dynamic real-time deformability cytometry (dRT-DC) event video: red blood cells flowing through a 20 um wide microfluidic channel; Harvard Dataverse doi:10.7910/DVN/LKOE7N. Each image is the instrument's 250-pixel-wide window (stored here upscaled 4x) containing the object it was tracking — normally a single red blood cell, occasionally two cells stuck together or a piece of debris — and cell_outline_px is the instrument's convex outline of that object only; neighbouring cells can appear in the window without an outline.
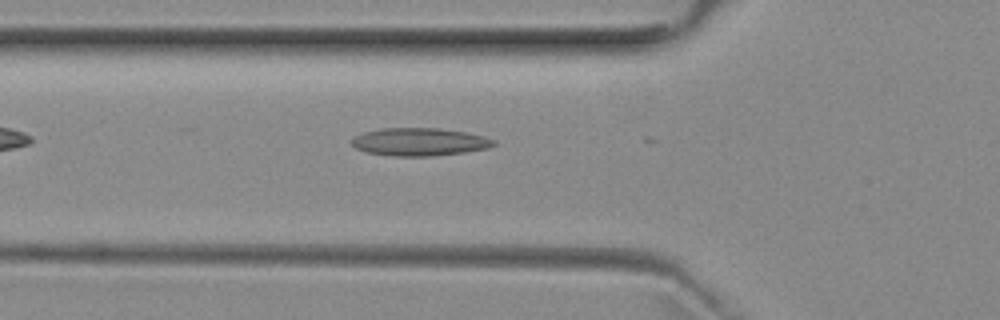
{"species": "common noctule bat (a hibernating species)", "species_latin": "Nyctalus noctula", "temperature_condition": "room temperature", "stored_images_in_passage": 6, "camera_frame_rate_fps": 3000, "um_per_image_px": 0.085, "animal": {"sex": "female", "body_mass_g": 29.2, "forearm_length_mm": 56.3}, "frame": {"image": 1, "passage_image": 2, "time_ms": 0.333, "image_size_px": [1000, 320], "cell_outline_px": [[496, 144], [488, 148], [464, 152], [432, 156], [392, 156], [364, 152], [356, 148], [352, 144], [352, 136], [364, 132], [380, 128], [440, 128], [468, 132], [484, 136], [496, 140]], "centroid_in_image_um": [35.65, 12.05], "position_along_channel_um": 90.1, "area_um2": 23.29}}
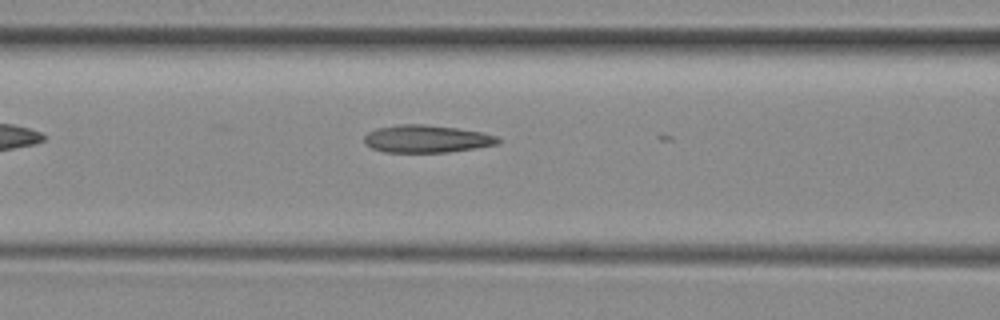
{"frame": {"image": 2, "passage_image": 5, "time_ms": 1.333, "image_size_px": [1000, 320], "cell_outline_px": [[500, 144], [476, 148], [448, 152], [384, 152], [372, 148], [364, 144], [364, 136], [368, 132], [376, 128], [400, 124], [424, 124], [456, 128], [480, 132], [496, 136], [500, 140]], "centroid_in_image_um": [36.24, 11.8], "position_along_channel_um": 130.4, "area_um2": 21.5}}